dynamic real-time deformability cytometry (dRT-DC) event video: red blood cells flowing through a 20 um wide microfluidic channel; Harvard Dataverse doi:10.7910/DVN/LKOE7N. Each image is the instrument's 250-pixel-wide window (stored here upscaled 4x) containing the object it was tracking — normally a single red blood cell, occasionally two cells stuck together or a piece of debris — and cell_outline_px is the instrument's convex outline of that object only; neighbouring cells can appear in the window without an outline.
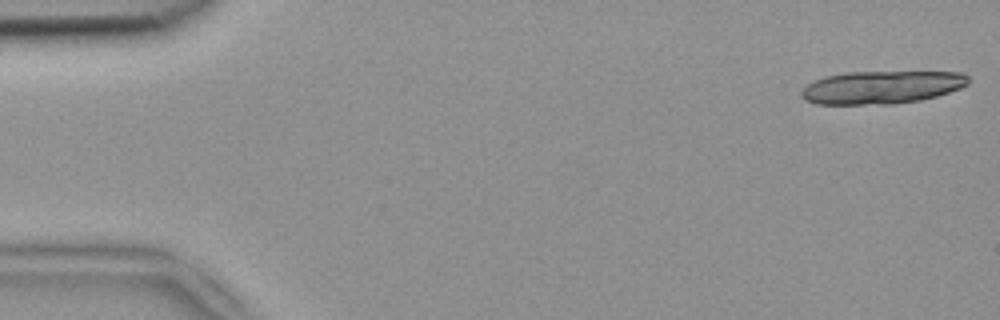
{"species": "common noctule bat (a hibernating species)", "species_latin": "Nyctalus noctula", "temperature_condition": "room temperature", "stored_images_in_passage": 8, "camera_frame_rate_fps": 3000, "um_per_image_px": 0.085, "animal": {"sex": "female", "body_mass_g": 18.4}, "frame": {"image": 1, "passage_image": 1, "time_ms": 0.0, "image_size_px": [1000, 320], "cell_outline_px": [[968, 84], [960, 88], [936, 96], [920, 100], [892, 104], [816, 104], [804, 100], [800, 96], [800, 92], [812, 80], [824, 76], [848, 72], [964, 72], [968, 76]], "centroid_in_image_um": [74.9, 7.42], "position_along_channel_um": 10.1, "area_um2": 32.14}}
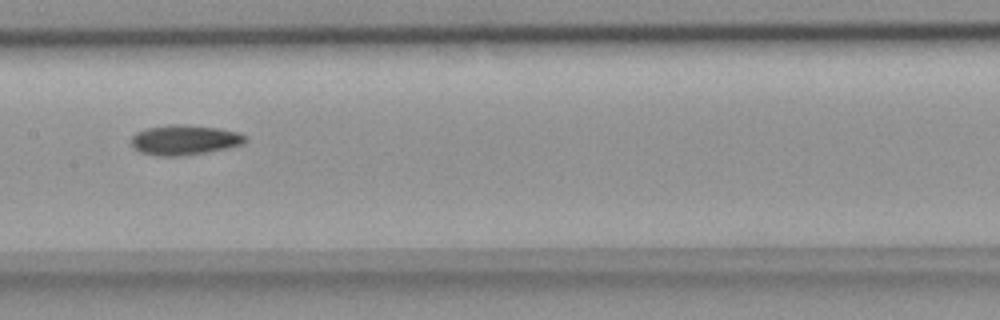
{"frame": {"image": 2, "passage_image": 8, "time_ms": 2.333, "image_size_px": [1000, 320], "cell_outline_px": [[248, 140], [244, 144], [228, 148], [180, 156], [156, 156], [140, 152], [132, 144], [132, 136], [136, 132], [144, 128], [172, 124], [180, 124], [220, 128], [236, 132], [244, 136]], "centroid_in_image_um": [15.67, 11.89], "position_along_channel_um": 191.7, "area_um2": 19.88}}